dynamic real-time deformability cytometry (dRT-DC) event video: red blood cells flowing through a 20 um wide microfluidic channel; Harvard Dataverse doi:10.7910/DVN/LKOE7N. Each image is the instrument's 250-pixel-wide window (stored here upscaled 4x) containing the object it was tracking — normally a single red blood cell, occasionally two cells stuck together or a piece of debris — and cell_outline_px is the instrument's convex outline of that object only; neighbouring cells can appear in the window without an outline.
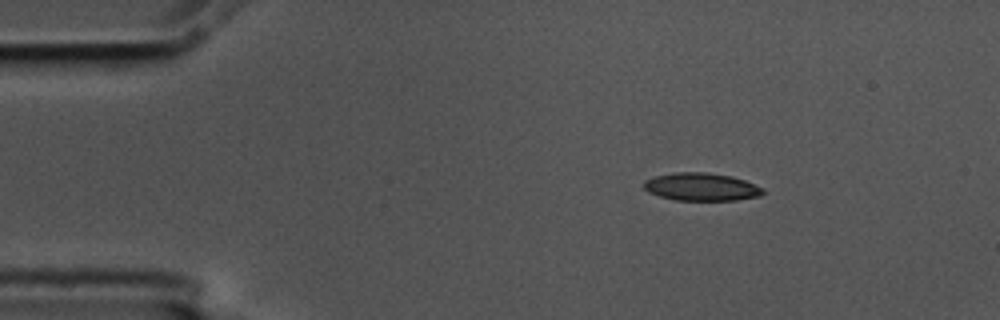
{"species": "common noctule bat (a hibernating species)", "species_latin": "Nyctalus noctula", "temperature_condition": "cold", "stored_images_in_passage": 4, "camera_frame_rate_fps": 3000, "um_per_image_px": 0.085, "animal": {"sex": "male", "body_mass_g": 17.5, "forearm_length_mm": 52.3}, "frame": {"image": 1, "passage_image": 2, "time_ms": 0.333, "image_size_px": [1000, 320], "cell_outline_px": [[764, 192], [760, 196], [736, 200], [676, 200], [660, 196], [648, 192], [644, 188], [644, 180], [656, 176], [676, 172], [708, 172], [732, 176], [744, 180], [764, 188]], "centroid_in_image_um": [59.63, 15.88], "position_along_channel_um": 25.4, "area_um2": 19.31}}